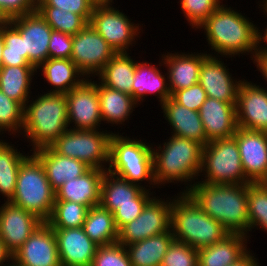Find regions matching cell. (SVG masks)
Returning <instances> with one entry per match:
<instances>
[{"label": "cell", "mask_w": 267, "mask_h": 266, "mask_svg": "<svg viewBox=\"0 0 267 266\" xmlns=\"http://www.w3.org/2000/svg\"><path fill=\"white\" fill-rule=\"evenodd\" d=\"M239 12L222 3L197 28L199 31L204 29L208 46L214 51L209 55H221L223 58L250 55L253 61L256 56L257 25L245 13Z\"/></svg>", "instance_id": "1"}, {"label": "cell", "mask_w": 267, "mask_h": 266, "mask_svg": "<svg viewBox=\"0 0 267 266\" xmlns=\"http://www.w3.org/2000/svg\"><path fill=\"white\" fill-rule=\"evenodd\" d=\"M201 210L229 233L249 235L247 184L196 182L186 192Z\"/></svg>", "instance_id": "2"}, {"label": "cell", "mask_w": 267, "mask_h": 266, "mask_svg": "<svg viewBox=\"0 0 267 266\" xmlns=\"http://www.w3.org/2000/svg\"><path fill=\"white\" fill-rule=\"evenodd\" d=\"M202 150L203 146L198 142L173 135L166 142L156 145V148L152 144L154 179L157 187L169 183H183L187 186H184L181 193H186L197 180H200Z\"/></svg>", "instance_id": "3"}, {"label": "cell", "mask_w": 267, "mask_h": 266, "mask_svg": "<svg viewBox=\"0 0 267 266\" xmlns=\"http://www.w3.org/2000/svg\"><path fill=\"white\" fill-rule=\"evenodd\" d=\"M36 97H31L32 100H28L24 107L21 133L32 146L30 153L50 146L69 127L67 99L64 93L43 92L40 95L38 93Z\"/></svg>", "instance_id": "4"}, {"label": "cell", "mask_w": 267, "mask_h": 266, "mask_svg": "<svg viewBox=\"0 0 267 266\" xmlns=\"http://www.w3.org/2000/svg\"><path fill=\"white\" fill-rule=\"evenodd\" d=\"M174 196L171 230L175 241L198 250L217 243L229 234L218 221L204 213L187 193L178 192Z\"/></svg>", "instance_id": "5"}, {"label": "cell", "mask_w": 267, "mask_h": 266, "mask_svg": "<svg viewBox=\"0 0 267 266\" xmlns=\"http://www.w3.org/2000/svg\"><path fill=\"white\" fill-rule=\"evenodd\" d=\"M123 134L114 131L111 135L107 171L146 190L148 185L144 184L147 182L149 190L156 188L152 143H146V140L143 142L137 137L134 139L133 136L130 138L127 134L122 136Z\"/></svg>", "instance_id": "6"}, {"label": "cell", "mask_w": 267, "mask_h": 266, "mask_svg": "<svg viewBox=\"0 0 267 266\" xmlns=\"http://www.w3.org/2000/svg\"><path fill=\"white\" fill-rule=\"evenodd\" d=\"M56 192L47 179L44 166L33 154L20 165L12 204L22 207L46 222L52 213Z\"/></svg>", "instance_id": "7"}, {"label": "cell", "mask_w": 267, "mask_h": 266, "mask_svg": "<svg viewBox=\"0 0 267 266\" xmlns=\"http://www.w3.org/2000/svg\"><path fill=\"white\" fill-rule=\"evenodd\" d=\"M199 176L201 180L197 182L206 184L251 183L243 171L237 141L234 137L213 140L203 147L202 168Z\"/></svg>", "instance_id": "8"}, {"label": "cell", "mask_w": 267, "mask_h": 266, "mask_svg": "<svg viewBox=\"0 0 267 266\" xmlns=\"http://www.w3.org/2000/svg\"><path fill=\"white\" fill-rule=\"evenodd\" d=\"M103 130V128L102 131L101 129L76 130L68 128L50 147L57 154L83 161L91 168L107 170L110 138L113 132Z\"/></svg>", "instance_id": "9"}, {"label": "cell", "mask_w": 267, "mask_h": 266, "mask_svg": "<svg viewBox=\"0 0 267 266\" xmlns=\"http://www.w3.org/2000/svg\"><path fill=\"white\" fill-rule=\"evenodd\" d=\"M131 21L129 16L112 4H101L94 5L89 24L119 53L131 51L129 47H133V44L135 47L136 40L141 38L143 26Z\"/></svg>", "instance_id": "10"}, {"label": "cell", "mask_w": 267, "mask_h": 266, "mask_svg": "<svg viewBox=\"0 0 267 266\" xmlns=\"http://www.w3.org/2000/svg\"><path fill=\"white\" fill-rule=\"evenodd\" d=\"M155 196L136 219L119 230V244L126 246L171 230L172 197Z\"/></svg>", "instance_id": "11"}, {"label": "cell", "mask_w": 267, "mask_h": 266, "mask_svg": "<svg viewBox=\"0 0 267 266\" xmlns=\"http://www.w3.org/2000/svg\"><path fill=\"white\" fill-rule=\"evenodd\" d=\"M115 54L116 51L90 24L73 35L70 59L86 78L95 79Z\"/></svg>", "instance_id": "12"}, {"label": "cell", "mask_w": 267, "mask_h": 266, "mask_svg": "<svg viewBox=\"0 0 267 266\" xmlns=\"http://www.w3.org/2000/svg\"><path fill=\"white\" fill-rule=\"evenodd\" d=\"M65 95L69 128L76 130L100 129V124L103 123H101L97 79L92 81L91 78H87Z\"/></svg>", "instance_id": "13"}, {"label": "cell", "mask_w": 267, "mask_h": 266, "mask_svg": "<svg viewBox=\"0 0 267 266\" xmlns=\"http://www.w3.org/2000/svg\"><path fill=\"white\" fill-rule=\"evenodd\" d=\"M237 103V127L267 133V88L242 78Z\"/></svg>", "instance_id": "14"}, {"label": "cell", "mask_w": 267, "mask_h": 266, "mask_svg": "<svg viewBox=\"0 0 267 266\" xmlns=\"http://www.w3.org/2000/svg\"><path fill=\"white\" fill-rule=\"evenodd\" d=\"M10 23L23 37L24 53L27 62L36 69L49 58V41L53 29L36 10L10 19Z\"/></svg>", "instance_id": "15"}, {"label": "cell", "mask_w": 267, "mask_h": 266, "mask_svg": "<svg viewBox=\"0 0 267 266\" xmlns=\"http://www.w3.org/2000/svg\"><path fill=\"white\" fill-rule=\"evenodd\" d=\"M18 266H61L53 229L43 222L24 244L13 253Z\"/></svg>", "instance_id": "16"}, {"label": "cell", "mask_w": 267, "mask_h": 266, "mask_svg": "<svg viewBox=\"0 0 267 266\" xmlns=\"http://www.w3.org/2000/svg\"><path fill=\"white\" fill-rule=\"evenodd\" d=\"M220 58V56L209 55L202 62L199 84L207 97L222 102L237 103L238 89L242 79L233 77L226 63L224 64L223 59Z\"/></svg>", "instance_id": "17"}, {"label": "cell", "mask_w": 267, "mask_h": 266, "mask_svg": "<svg viewBox=\"0 0 267 266\" xmlns=\"http://www.w3.org/2000/svg\"><path fill=\"white\" fill-rule=\"evenodd\" d=\"M42 223L36 215L11 202L0 206V238L12 254Z\"/></svg>", "instance_id": "18"}, {"label": "cell", "mask_w": 267, "mask_h": 266, "mask_svg": "<svg viewBox=\"0 0 267 266\" xmlns=\"http://www.w3.org/2000/svg\"><path fill=\"white\" fill-rule=\"evenodd\" d=\"M233 137L246 178L251 183H258L267 172V133L237 128Z\"/></svg>", "instance_id": "19"}, {"label": "cell", "mask_w": 267, "mask_h": 266, "mask_svg": "<svg viewBox=\"0 0 267 266\" xmlns=\"http://www.w3.org/2000/svg\"><path fill=\"white\" fill-rule=\"evenodd\" d=\"M205 52H193L194 54L192 52H167L161 54L162 60L157 65H159V68L164 65L165 70L167 69L166 74L171 95L175 91L199 83L202 62L209 56V53Z\"/></svg>", "instance_id": "20"}, {"label": "cell", "mask_w": 267, "mask_h": 266, "mask_svg": "<svg viewBox=\"0 0 267 266\" xmlns=\"http://www.w3.org/2000/svg\"><path fill=\"white\" fill-rule=\"evenodd\" d=\"M53 231L61 266H91L98 245L85 234L82 227Z\"/></svg>", "instance_id": "21"}, {"label": "cell", "mask_w": 267, "mask_h": 266, "mask_svg": "<svg viewBox=\"0 0 267 266\" xmlns=\"http://www.w3.org/2000/svg\"><path fill=\"white\" fill-rule=\"evenodd\" d=\"M198 112L209 142L234 136L238 128L236 103L222 102L207 97Z\"/></svg>", "instance_id": "22"}, {"label": "cell", "mask_w": 267, "mask_h": 266, "mask_svg": "<svg viewBox=\"0 0 267 266\" xmlns=\"http://www.w3.org/2000/svg\"><path fill=\"white\" fill-rule=\"evenodd\" d=\"M160 106L163 110V117L170 125L171 135L193 140L203 147L207 145L209 141L207 140L199 112L178 104L171 97Z\"/></svg>", "instance_id": "23"}, {"label": "cell", "mask_w": 267, "mask_h": 266, "mask_svg": "<svg viewBox=\"0 0 267 266\" xmlns=\"http://www.w3.org/2000/svg\"><path fill=\"white\" fill-rule=\"evenodd\" d=\"M107 170L90 168L78 178L63 183L55 192V201H71L88 208L100 204L101 183Z\"/></svg>", "instance_id": "24"}, {"label": "cell", "mask_w": 267, "mask_h": 266, "mask_svg": "<svg viewBox=\"0 0 267 266\" xmlns=\"http://www.w3.org/2000/svg\"><path fill=\"white\" fill-rule=\"evenodd\" d=\"M44 166L47 179L56 191L63 183L78 178L91 167L85 162L57 154L50 146L32 152Z\"/></svg>", "instance_id": "25"}, {"label": "cell", "mask_w": 267, "mask_h": 266, "mask_svg": "<svg viewBox=\"0 0 267 266\" xmlns=\"http://www.w3.org/2000/svg\"><path fill=\"white\" fill-rule=\"evenodd\" d=\"M249 237L229 233L217 243L198 249V266H231L249 250Z\"/></svg>", "instance_id": "26"}, {"label": "cell", "mask_w": 267, "mask_h": 266, "mask_svg": "<svg viewBox=\"0 0 267 266\" xmlns=\"http://www.w3.org/2000/svg\"><path fill=\"white\" fill-rule=\"evenodd\" d=\"M161 71L155 64L152 65L148 61H136L131 96L139 105L148 95L154 94L160 105L171 97L167 74L164 75Z\"/></svg>", "instance_id": "27"}, {"label": "cell", "mask_w": 267, "mask_h": 266, "mask_svg": "<svg viewBox=\"0 0 267 266\" xmlns=\"http://www.w3.org/2000/svg\"><path fill=\"white\" fill-rule=\"evenodd\" d=\"M36 71L41 72L43 79L53 86L47 93L66 94L87 79L71 59L48 58Z\"/></svg>", "instance_id": "28"}, {"label": "cell", "mask_w": 267, "mask_h": 266, "mask_svg": "<svg viewBox=\"0 0 267 266\" xmlns=\"http://www.w3.org/2000/svg\"><path fill=\"white\" fill-rule=\"evenodd\" d=\"M97 93L100 101V113L102 121L106 124L121 127L124 122L130 120V115L138 107V103L130 94L110 89L97 81ZM119 124V125H118Z\"/></svg>", "instance_id": "29"}, {"label": "cell", "mask_w": 267, "mask_h": 266, "mask_svg": "<svg viewBox=\"0 0 267 266\" xmlns=\"http://www.w3.org/2000/svg\"><path fill=\"white\" fill-rule=\"evenodd\" d=\"M129 54L131 53H116L95 76L98 81L110 89L132 95L136 60Z\"/></svg>", "instance_id": "30"}, {"label": "cell", "mask_w": 267, "mask_h": 266, "mask_svg": "<svg viewBox=\"0 0 267 266\" xmlns=\"http://www.w3.org/2000/svg\"><path fill=\"white\" fill-rule=\"evenodd\" d=\"M174 241L172 230L126 245L132 266H161L164 255Z\"/></svg>", "instance_id": "31"}, {"label": "cell", "mask_w": 267, "mask_h": 266, "mask_svg": "<svg viewBox=\"0 0 267 266\" xmlns=\"http://www.w3.org/2000/svg\"><path fill=\"white\" fill-rule=\"evenodd\" d=\"M145 189L106 171L101 183L100 205L114 213L120 205L135 204Z\"/></svg>", "instance_id": "32"}, {"label": "cell", "mask_w": 267, "mask_h": 266, "mask_svg": "<svg viewBox=\"0 0 267 266\" xmlns=\"http://www.w3.org/2000/svg\"><path fill=\"white\" fill-rule=\"evenodd\" d=\"M35 75L37 71L34 66H2L0 68V90L25 107L32 97L31 83Z\"/></svg>", "instance_id": "33"}, {"label": "cell", "mask_w": 267, "mask_h": 266, "mask_svg": "<svg viewBox=\"0 0 267 266\" xmlns=\"http://www.w3.org/2000/svg\"><path fill=\"white\" fill-rule=\"evenodd\" d=\"M82 228L85 234L98 246L117 243L119 230L113 213L100 204L88 209Z\"/></svg>", "instance_id": "34"}, {"label": "cell", "mask_w": 267, "mask_h": 266, "mask_svg": "<svg viewBox=\"0 0 267 266\" xmlns=\"http://www.w3.org/2000/svg\"><path fill=\"white\" fill-rule=\"evenodd\" d=\"M14 146L10 142L0 139V195L4 197V202H9L13 198L18 169L30 155L29 152L21 153Z\"/></svg>", "instance_id": "35"}, {"label": "cell", "mask_w": 267, "mask_h": 266, "mask_svg": "<svg viewBox=\"0 0 267 266\" xmlns=\"http://www.w3.org/2000/svg\"><path fill=\"white\" fill-rule=\"evenodd\" d=\"M86 205L71 201H55L46 223L52 229L79 228L83 226L88 211Z\"/></svg>", "instance_id": "36"}, {"label": "cell", "mask_w": 267, "mask_h": 266, "mask_svg": "<svg viewBox=\"0 0 267 266\" xmlns=\"http://www.w3.org/2000/svg\"><path fill=\"white\" fill-rule=\"evenodd\" d=\"M36 10L46 20L53 31L75 35L88 23L78 14L52 6H36Z\"/></svg>", "instance_id": "37"}, {"label": "cell", "mask_w": 267, "mask_h": 266, "mask_svg": "<svg viewBox=\"0 0 267 266\" xmlns=\"http://www.w3.org/2000/svg\"><path fill=\"white\" fill-rule=\"evenodd\" d=\"M249 231L261 229L267 233V189L259 182L247 184Z\"/></svg>", "instance_id": "38"}, {"label": "cell", "mask_w": 267, "mask_h": 266, "mask_svg": "<svg viewBox=\"0 0 267 266\" xmlns=\"http://www.w3.org/2000/svg\"><path fill=\"white\" fill-rule=\"evenodd\" d=\"M0 33L4 38L2 66H33L27 62L23 37L10 22L0 29Z\"/></svg>", "instance_id": "39"}, {"label": "cell", "mask_w": 267, "mask_h": 266, "mask_svg": "<svg viewBox=\"0 0 267 266\" xmlns=\"http://www.w3.org/2000/svg\"><path fill=\"white\" fill-rule=\"evenodd\" d=\"M23 124L24 107L0 90V135L8 131V135L18 137L23 131Z\"/></svg>", "instance_id": "40"}, {"label": "cell", "mask_w": 267, "mask_h": 266, "mask_svg": "<svg viewBox=\"0 0 267 266\" xmlns=\"http://www.w3.org/2000/svg\"><path fill=\"white\" fill-rule=\"evenodd\" d=\"M224 0H180V8L189 25L195 30Z\"/></svg>", "instance_id": "41"}, {"label": "cell", "mask_w": 267, "mask_h": 266, "mask_svg": "<svg viewBox=\"0 0 267 266\" xmlns=\"http://www.w3.org/2000/svg\"><path fill=\"white\" fill-rule=\"evenodd\" d=\"M161 266H198V250L174 240L164 255Z\"/></svg>", "instance_id": "42"}, {"label": "cell", "mask_w": 267, "mask_h": 266, "mask_svg": "<svg viewBox=\"0 0 267 266\" xmlns=\"http://www.w3.org/2000/svg\"><path fill=\"white\" fill-rule=\"evenodd\" d=\"M91 266H132L125 246L114 243L98 246Z\"/></svg>", "instance_id": "43"}, {"label": "cell", "mask_w": 267, "mask_h": 266, "mask_svg": "<svg viewBox=\"0 0 267 266\" xmlns=\"http://www.w3.org/2000/svg\"><path fill=\"white\" fill-rule=\"evenodd\" d=\"M154 193L148 187L135 199V204L120 205L113 213L117 229L120 230L124 225L136 219L146 204L154 197L153 195H156Z\"/></svg>", "instance_id": "44"}, {"label": "cell", "mask_w": 267, "mask_h": 266, "mask_svg": "<svg viewBox=\"0 0 267 266\" xmlns=\"http://www.w3.org/2000/svg\"><path fill=\"white\" fill-rule=\"evenodd\" d=\"M94 5L91 0H37L36 6H52L78 14L89 24Z\"/></svg>", "instance_id": "45"}, {"label": "cell", "mask_w": 267, "mask_h": 266, "mask_svg": "<svg viewBox=\"0 0 267 266\" xmlns=\"http://www.w3.org/2000/svg\"><path fill=\"white\" fill-rule=\"evenodd\" d=\"M171 98L178 104L198 112L207 99L206 92L199 83L186 89L175 91Z\"/></svg>", "instance_id": "46"}, {"label": "cell", "mask_w": 267, "mask_h": 266, "mask_svg": "<svg viewBox=\"0 0 267 266\" xmlns=\"http://www.w3.org/2000/svg\"><path fill=\"white\" fill-rule=\"evenodd\" d=\"M73 36L67 33L52 31L48 45L49 58L70 59Z\"/></svg>", "instance_id": "47"}, {"label": "cell", "mask_w": 267, "mask_h": 266, "mask_svg": "<svg viewBox=\"0 0 267 266\" xmlns=\"http://www.w3.org/2000/svg\"><path fill=\"white\" fill-rule=\"evenodd\" d=\"M37 0H0V8L9 19L36 11Z\"/></svg>", "instance_id": "48"}, {"label": "cell", "mask_w": 267, "mask_h": 266, "mask_svg": "<svg viewBox=\"0 0 267 266\" xmlns=\"http://www.w3.org/2000/svg\"><path fill=\"white\" fill-rule=\"evenodd\" d=\"M260 27H258V25H257V34H256V43H257V45H256V54H267V25H266V28H265V30L264 29H262L261 31H260V29H259ZM264 30V31H263ZM263 31V32H262ZM264 33V34H263ZM261 43L263 44H265L266 45V47H265V45L263 44V45H261ZM264 46V47H263Z\"/></svg>", "instance_id": "49"}, {"label": "cell", "mask_w": 267, "mask_h": 266, "mask_svg": "<svg viewBox=\"0 0 267 266\" xmlns=\"http://www.w3.org/2000/svg\"><path fill=\"white\" fill-rule=\"evenodd\" d=\"M256 66L255 71H259L265 79V83L267 82V54H256L255 58L252 61Z\"/></svg>", "instance_id": "50"}, {"label": "cell", "mask_w": 267, "mask_h": 266, "mask_svg": "<svg viewBox=\"0 0 267 266\" xmlns=\"http://www.w3.org/2000/svg\"><path fill=\"white\" fill-rule=\"evenodd\" d=\"M252 252V250H249L241 259L231 266H260L261 264H259L258 258H255V254Z\"/></svg>", "instance_id": "51"}, {"label": "cell", "mask_w": 267, "mask_h": 266, "mask_svg": "<svg viewBox=\"0 0 267 266\" xmlns=\"http://www.w3.org/2000/svg\"><path fill=\"white\" fill-rule=\"evenodd\" d=\"M11 262H13V254L6 248V245L0 238V266H8Z\"/></svg>", "instance_id": "52"}, {"label": "cell", "mask_w": 267, "mask_h": 266, "mask_svg": "<svg viewBox=\"0 0 267 266\" xmlns=\"http://www.w3.org/2000/svg\"><path fill=\"white\" fill-rule=\"evenodd\" d=\"M10 22V19L7 17V15L2 11L0 8V29L7 25Z\"/></svg>", "instance_id": "53"}, {"label": "cell", "mask_w": 267, "mask_h": 266, "mask_svg": "<svg viewBox=\"0 0 267 266\" xmlns=\"http://www.w3.org/2000/svg\"><path fill=\"white\" fill-rule=\"evenodd\" d=\"M4 48V38L2 34L0 33V68L2 67V53Z\"/></svg>", "instance_id": "54"}, {"label": "cell", "mask_w": 267, "mask_h": 266, "mask_svg": "<svg viewBox=\"0 0 267 266\" xmlns=\"http://www.w3.org/2000/svg\"><path fill=\"white\" fill-rule=\"evenodd\" d=\"M261 2H262V4H261ZM260 5H259V7L258 8H261V11H262V9H263V14L265 15L264 17H266L267 16V0H262V1H260V3H259Z\"/></svg>", "instance_id": "55"}, {"label": "cell", "mask_w": 267, "mask_h": 266, "mask_svg": "<svg viewBox=\"0 0 267 266\" xmlns=\"http://www.w3.org/2000/svg\"><path fill=\"white\" fill-rule=\"evenodd\" d=\"M95 5L114 4L113 0H91Z\"/></svg>", "instance_id": "56"}, {"label": "cell", "mask_w": 267, "mask_h": 266, "mask_svg": "<svg viewBox=\"0 0 267 266\" xmlns=\"http://www.w3.org/2000/svg\"><path fill=\"white\" fill-rule=\"evenodd\" d=\"M259 183L267 189V172L266 174L264 175V177L259 181Z\"/></svg>", "instance_id": "57"}, {"label": "cell", "mask_w": 267, "mask_h": 266, "mask_svg": "<svg viewBox=\"0 0 267 266\" xmlns=\"http://www.w3.org/2000/svg\"><path fill=\"white\" fill-rule=\"evenodd\" d=\"M8 266H18L17 264H15L14 262H11V264L10 265H8Z\"/></svg>", "instance_id": "58"}]
</instances>
